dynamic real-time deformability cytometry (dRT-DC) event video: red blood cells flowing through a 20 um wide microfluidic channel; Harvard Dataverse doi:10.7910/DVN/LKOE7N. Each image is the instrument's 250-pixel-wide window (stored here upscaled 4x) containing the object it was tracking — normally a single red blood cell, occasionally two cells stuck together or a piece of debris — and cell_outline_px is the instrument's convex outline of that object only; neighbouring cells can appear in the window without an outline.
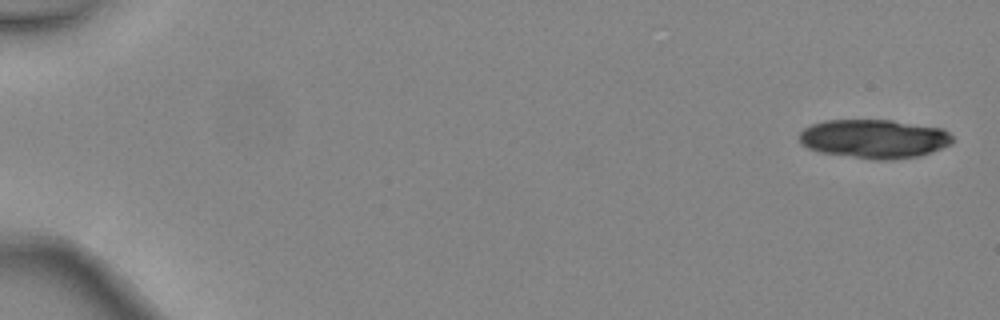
{"species": "common noctule bat (a hibernating species)", "species_latin": "Nyctalus noctula", "temperature_condition": "warm", "stored_images_in_passage": 5, "camera_frame_rate_fps": 3000, "um_per_image_px": 0.085, "animal": {"sex": "female", "body_mass_g": 24.6, "forearm_length_mm": 56.2}, "frame": {"image": 1, "passage_image": 1, "time_ms": 0.0, "image_size_px": [1000, 320], "cell_outline_px": [[952, 144], [932, 152], [920, 156], [892, 160], [872, 160], [820, 152], [808, 148], [800, 144], [800, 132], [804, 128], [812, 124], [824, 120], [892, 120], [944, 128], [952, 136]], "centroid_in_image_um": [74.32, 11.8], "position_along_channel_um": 10.7, "area_um2": 35.08}}